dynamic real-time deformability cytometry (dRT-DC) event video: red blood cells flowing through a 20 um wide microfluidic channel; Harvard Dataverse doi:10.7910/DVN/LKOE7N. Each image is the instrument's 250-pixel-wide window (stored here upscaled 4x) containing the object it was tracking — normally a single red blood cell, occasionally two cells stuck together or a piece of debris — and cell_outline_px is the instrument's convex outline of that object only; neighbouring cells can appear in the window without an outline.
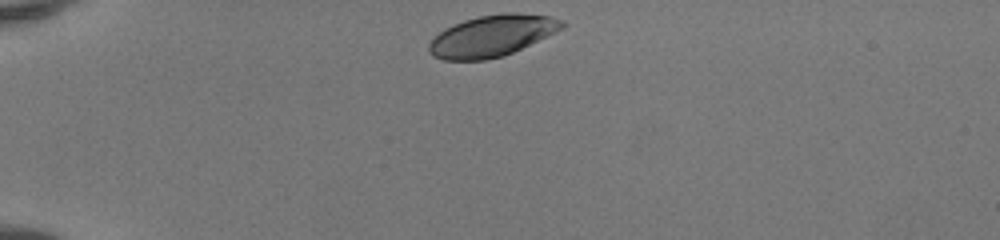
{"species": "human", "species_latin": "Homo sapiens", "temperature_condition": "room temperature", "stored_images_in_passage": 33, "camera_frame_rate_fps": 3000, "um_per_image_px": 0.085, "donor": {"sex": "female"}, "frame": {"image": 1, "passage_image": 1, "time_ms": 0.0, "image_size_px": [1000, 240], "cell_outline_px": [[568, 24], [564, 28], [556, 32], [504, 56], [484, 60], [444, 60], [432, 56], [428, 52], [428, 44], [444, 28], [452, 24], [464, 20], [480, 16], [504, 12], [520, 12], [552, 16], [564, 20]], "centroid_in_image_um": [41.85, 3.03], "position_along_channel_um": 43.1, "area_um2": 32.43}}
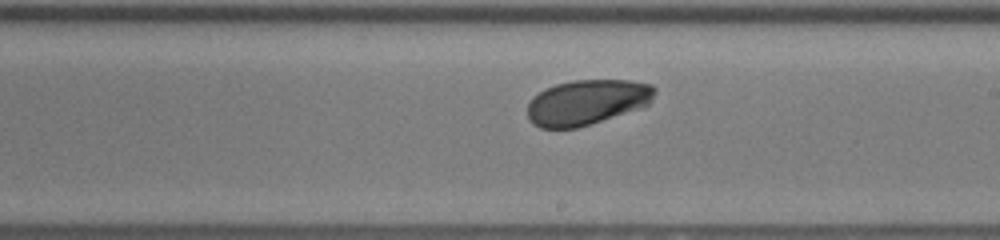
{"frame": {"image": 2, "passage_image": 19, "time_ms": 6.0, "image_size_px": [1000, 240], "cell_outline_px": [[656, 92], [652, 100], [648, 104], [576, 128], [540, 128], [532, 124], [528, 116], [528, 104], [532, 96], [544, 88], [556, 84], [572, 80], [632, 80], [652, 84], [656, 88]], "centroid_in_image_um": [49.85, 8.66], "position_along_channel_um": 239.1, "area_um2": 33.29}}
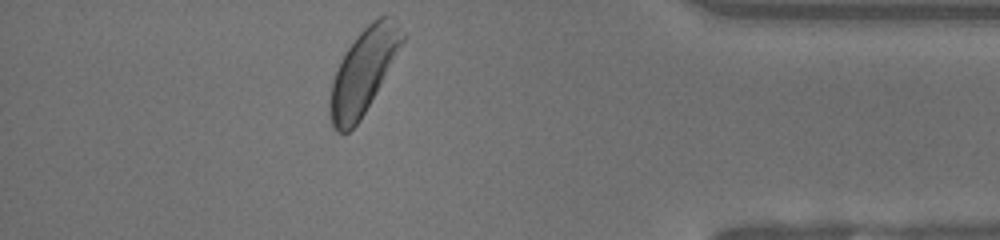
{"frame": {"image": 3, "passage_image": 33, "time_ms": 10.667, "image_size_px": [1000, 240], "cell_outline_px": [[404, 40], [376, 92], [360, 120], [348, 132], [336, 132], [328, 116], [328, 100], [332, 80], [340, 60], [356, 36], [372, 20], [380, 16], [396, 16], [404, 32]], "centroid_in_image_um": [30.86, 6.05], "position_along_channel_um": 404.3, "area_um2": 35.43}, "authors_computed_cell_mechanics": {"area_um2": 33.9864, "velocity_mm_per_s": 4.1079, "shape_relaxation_time_tau1_ms": 3.6651, "shape_relaxation_time_tau2_ms": null, "deformation_change_tau1": 0.1524, "deformation_change_tau2": null}}